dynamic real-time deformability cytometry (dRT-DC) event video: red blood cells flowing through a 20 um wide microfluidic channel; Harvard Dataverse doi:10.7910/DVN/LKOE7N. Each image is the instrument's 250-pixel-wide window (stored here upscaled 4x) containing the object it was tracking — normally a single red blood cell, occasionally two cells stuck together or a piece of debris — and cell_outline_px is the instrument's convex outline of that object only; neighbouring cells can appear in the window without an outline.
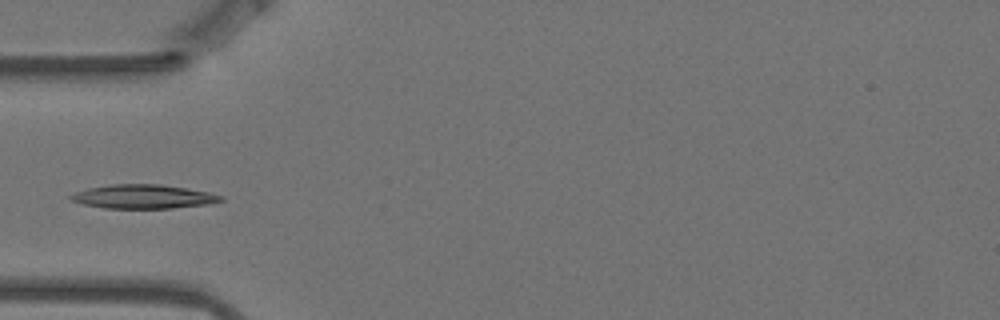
{"species": "Egyptian fruit bat (a non-hibernating species)", "species_latin": "Rousettus aegyptiacus", "temperature_condition": "warm", "stored_images_in_passage": 3, "camera_frame_rate_fps": 3000, "um_per_image_px": 0.085, "animal": {"sex": "female"}, "frame": {"image": 1, "passage_image": 3, "time_ms": 0.667, "image_size_px": [1000, 320], "cell_outline_px": [[224, 200], [212, 204], [172, 208], [104, 208], [84, 204], [72, 200], [68, 196], [76, 192], [88, 188], [112, 184], [160, 184], [188, 188], [208, 192], [224, 196]], "centroid_in_image_um": [12.24, 16.71], "position_along_channel_um": 72.8, "area_um2": 20.98}}